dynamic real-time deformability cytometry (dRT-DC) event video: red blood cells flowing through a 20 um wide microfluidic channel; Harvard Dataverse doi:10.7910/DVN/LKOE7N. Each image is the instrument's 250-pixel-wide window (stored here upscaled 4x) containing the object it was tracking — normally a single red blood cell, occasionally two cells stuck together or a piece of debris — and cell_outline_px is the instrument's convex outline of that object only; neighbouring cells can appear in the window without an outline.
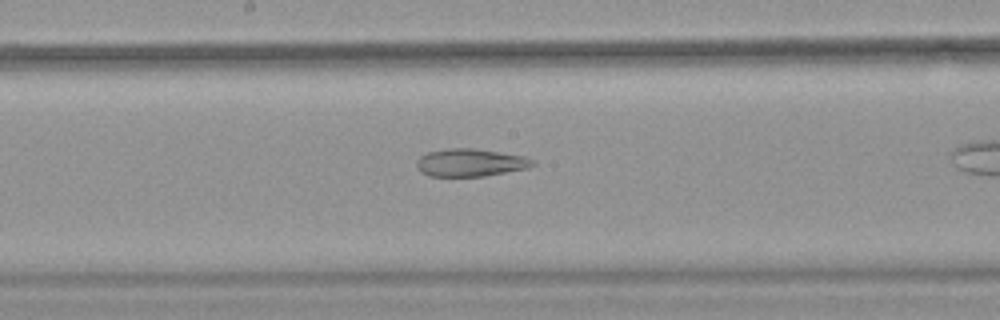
{"species": "common noctule bat (a hibernating species)", "species_latin": "Nyctalus noctula", "temperature_condition": "warm", "stored_images_in_passage": 33, "camera_frame_rate_fps": 3000, "um_per_image_px": 0.085, "animal": {"sex": "female", "body_mass_g": 18.4}, "frame": {"image": 1, "passage_image": 19, "time_ms": 6.0, "image_size_px": [1000, 320], "cell_outline_px": [[536, 164], [528, 168], [484, 176], [428, 176], [420, 172], [416, 168], [416, 160], [420, 156], [428, 152], [448, 148], [476, 148], [524, 156], [532, 160]], "centroid_in_image_um": [39.94, 13.82], "position_along_channel_um": 208.3, "area_um2": 18.84}}